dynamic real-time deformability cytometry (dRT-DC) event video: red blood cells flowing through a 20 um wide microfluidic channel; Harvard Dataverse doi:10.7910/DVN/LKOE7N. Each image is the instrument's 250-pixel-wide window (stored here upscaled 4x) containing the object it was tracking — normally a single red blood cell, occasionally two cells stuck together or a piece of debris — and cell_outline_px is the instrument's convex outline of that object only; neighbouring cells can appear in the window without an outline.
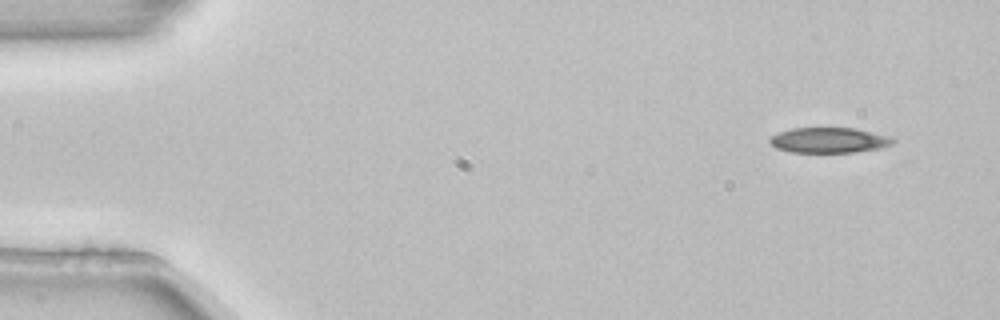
{"species": "common noctule bat (a hibernating species)", "species_latin": "Nyctalus noctula", "temperature_condition": "room temperature", "stored_images_in_passage": 4, "segment_of_instrument_passage": [1, 2], "camera_frame_rate_fps": 3000, "um_per_image_px": 0.085, "animal": {"sex": "female", "body_mass_g": 22.7, "forearm_length_mm": 54.2}, "frame": {"image": 1, "passage_image": 1, "time_ms": 0.0, "image_size_px": [1000, 320], "cell_outline_px": [[896, 140], [892, 144], [880, 148], [856, 152], [792, 152], [776, 148], [768, 140], [772, 136], [780, 132], [792, 128], [856, 128], [888, 136]], "centroid_in_image_um": [70.48, 11.92], "position_along_channel_um": 14.5, "area_um2": 18.03}}